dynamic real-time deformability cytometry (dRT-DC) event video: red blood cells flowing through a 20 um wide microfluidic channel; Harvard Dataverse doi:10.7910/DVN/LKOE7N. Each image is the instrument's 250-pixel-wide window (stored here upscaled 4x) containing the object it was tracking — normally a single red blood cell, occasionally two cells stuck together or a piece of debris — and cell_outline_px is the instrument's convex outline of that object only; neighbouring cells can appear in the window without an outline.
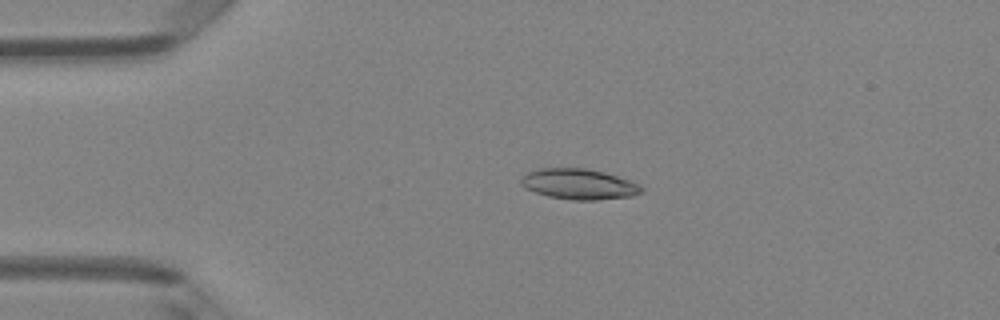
{"species": "Egyptian fruit bat (a non-hibernating species)", "species_latin": "Rousettus aegyptiacus", "temperature_condition": "room temperature", "stored_images_in_passage": 3, "camera_frame_rate_fps": 3000, "um_per_image_px": 0.085, "animal": {"sex": "female"}, "frame": {"image": 1, "passage_image": 2, "time_ms": 0.333, "image_size_px": [1000, 320], "cell_outline_px": [[644, 192], [632, 196], [596, 200], [572, 200], [548, 196], [524, 188], [520, 184], [520, 180], [528, 172], [540, 168], [584, 168], [604, 172], [632, 180], [640, 184], [644, 188]], "centroid_in_image_um": [49.25, 15.65], "position_along_channel_um": 35.7, "area_um2": 21.62}}